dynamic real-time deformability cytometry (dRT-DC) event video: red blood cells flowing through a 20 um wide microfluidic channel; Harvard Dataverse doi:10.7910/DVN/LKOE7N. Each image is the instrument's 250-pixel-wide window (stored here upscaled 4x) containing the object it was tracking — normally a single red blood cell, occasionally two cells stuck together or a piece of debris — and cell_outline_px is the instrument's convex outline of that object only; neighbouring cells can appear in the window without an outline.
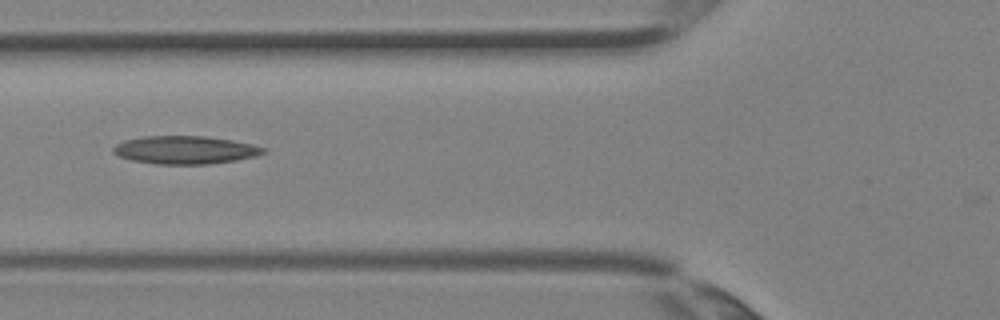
{"species": "Egyptian fruit bat (a non-hibernating species)", "species_latin": "Rousettus aegyptiacus", "temperature_condition": "room temperature", "stored_images_in_passage": 3, "camera_frame_rate_fps": 3000, "um_per_image_px": 0.085, "animal": {"sex": "female"}, "frame": {"image": 1, "passage_image": 3, "time_ms": 0.667, "image_size_px": [1000, 320], "cell_outline_px": [[268, 152], [256, 156], [236, 160], [208, 164], [156, 164], [132, 160], [120, 156], [112, 152], [112, 148], [116, 144], [124, 140], [144, 136], [204, 136], [232, 140], [252, 144], [268, 148]], "centroid_in_image_um": [15.77, 12.74], "position_along_channel_um": 110.0, "area_um2": 24.62}}